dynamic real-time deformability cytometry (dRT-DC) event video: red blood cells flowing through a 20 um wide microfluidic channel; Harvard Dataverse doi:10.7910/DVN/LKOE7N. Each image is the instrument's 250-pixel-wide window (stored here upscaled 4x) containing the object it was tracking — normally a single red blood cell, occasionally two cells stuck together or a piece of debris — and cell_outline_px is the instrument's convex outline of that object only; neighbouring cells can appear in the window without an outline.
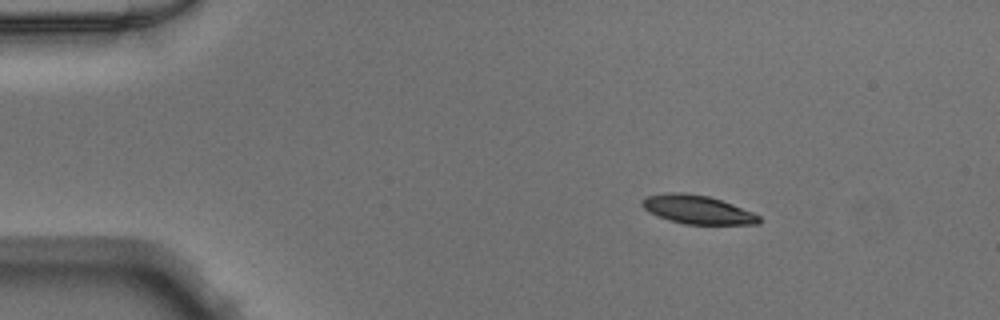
{"species": "Egyptian fruit bat (a non-hibernating species)", "species_latin": "Rousettus aegyptiacus", "temperature_condition": "warm", "stored_images_in_passage": 43, "camera_frame_rate_fps": 3000, "um_per_image_px": 0.085, "animal": {"sex": "male"}, "frame": {"image": 1, "passage_image": 1, "time_ms": 0.0, "image_size_px": [1000, 320], "cell_outline_px": [[760, 224], [684, 224], [668, 220], [656, 216], [644, 208], [640, 204], [640, 200], [644, 196], [664, 192], [684, 192], [708, 196], [732, 204], [752, 212], [760, 216]], "centroid_in_image_um": [59.21, 17.8], "position_along_channel_um": 25.8, "area_um2": 19.65}}
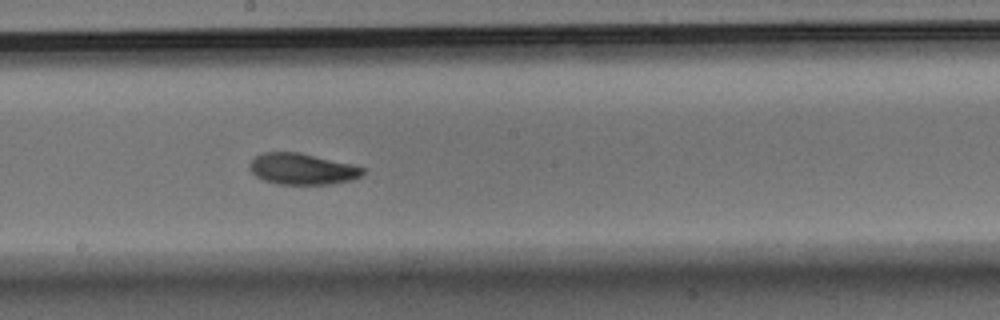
{"frame": {"image": 2, "passage_image": 21, "time_ms": 6.667, "image_size_px": [1000, 320], "cell_outline_px": [[364, 172], [360, 176], [352, 180], [332, 184], [276, 184], [264, 180], [256, 176], [248, 168], [248, 164], [256, 156], [264, 152], [300, 152], [352, 164], [364, 168]], "centroid_in_image_um": [25.67, 14.36], "position_along_channel_um": 222.5, "area_um2": 20.63}}
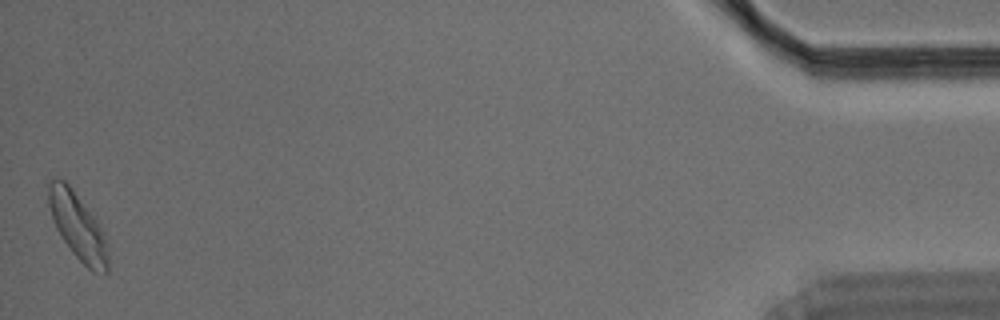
{"frame": {"image": 3, "passage_image": 43, "time_ms": 14.0, "image_size_px": [1000, 320], "cell_outline_px": [[108, 272], [104, 276], [92, 272], [72, 252], [56, 228], [48, 204], [48, 184], [52, 180], [64, 180], [72, 188], [96, 220], [104, 232], [108, 256]], "centroid_in_image_um": [6.64, 19.29], "position_along_channel_um": 428.6, "area_um2": 22.77}}